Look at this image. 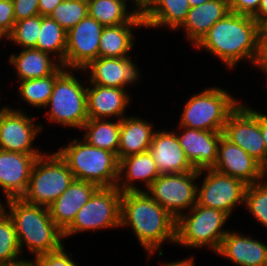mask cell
Wrapping results in <instances>:
<instances>
[{"mask_svg": "<svg viewBox=\"0 0 267 266\" xmlns=\"http://www.w3.org/2000/svg\"><path fill=\"white\" fill-rule=\"evenodd\" d=\"M205 179L197 187V204L226 213L229 217L238 204H243L247 184L243 181L217 172L212 168L201 169Z\"/></svg>", "mask_w": 267, "mask_h": 266, "instance_id": "cell-11", "label": "cell"}, {"mask_svg": "<svg viewBox=\"0 0 267 266\" xmlns=\"http://www.w3.org/2000/svg\"><path fill=\"white\" fill-rule=\"evenodd\" d=\"M151 123L137 116H125L121 119L120 143L117 159L149 151L154 131Z\"/></svg>", "mask_w": 267, "mask_h": 266, "instance_id": "cell-25", "label": "cell"}, {"mask_svg": "<svg viewBox=\"0 0 267 266\" xmlns=\"http://www.w3.org/2000/svg\"><path fill=\"white\" fill-rule=\"evenodd\" d=\"M260 3L261 0H229V9L236 14L253 16Z\"/></svg>", "mask_w": 267, "mask_h": 266, "instance_id": "cell-40", "label": "cell"}, {"mask_svg": "<svg viewBox=\"0 0 267 266\" xmlns=\"http://www.w3.org/2000/svg\"><path fill=\"white\" fill-rule=\"evenodd\" d=\"M66 70L61 65L52 75L43 78L26 79L19 81V93L22 100L34 107H46L52 94L56 79Z\"/></svg>", "mask_w": 267, "mask_h": 266, "instance_id": "cell-32", "label": "cell"}, {"mask_svg": "<svg viewBox=\"0 0 267 266\" xmlns=\"http://www.w3.org/2000/svg\"><path fill=\"white\" fill-rule=\"evenodd\" d=\"M121 120L110 122L106 119L89 118L82 127L84 139L89 145L113 152L116 156L120 143Z\"/></svg>", "mask_w": 267, "mask_h": 266, "instance_id": "cell-30", "label": "cell"}, {"mask_svg": "<svg viewBox=\"0 0 267 266\" xmlns=\"http://www.w3.org/2000/svg\"><path fill=\"white\" fill-rule=\"evenodd\" d=\"M16 230L12 219L0 207V264H11L21 261Z\"/></svg>", "mask_w": 267, "mask_h": 266, "instance_id": "cell-33", "label": "cell"}, {"mask_svg": "<svg viewBox=\"0 0 267 266\" xmlns=\"http://www.w3.org/2000/svg\"><path fill=\"white\" fill-rule=\"evenodd\" d=\"M67 32L60 24L49 16H41V28L36 49L55 55L59 63L64 66Z\"/></svg>", "mask_w": 267, "mask_h": 266, "instance_id": "cell-31", "label": "cell"}, {"mask_svg": "<svg viewBox=\"0 0 267 266\" xmlns=\"http://www.w3.org/2000/svg\"><path fill=\"white\" fill-rule=\"evenodd\" d=\"M63 0H39V14L41 16H49L53 9L56 8Z\"/></svg>", "mask_w": 267, "mask_h": 266, "instance_id": "cell-42", "label": "cell"}, {"mask_svg": "<svg viewBox=\"0 0 267 266\" xmlns=\"http://www.w3.org/2000/svg\"><path fill=\"white\" fill-rule=\"evenodd\" d=\"M15 22L12 0H0V33L5 38L12 31Z\"/></svg>", "mask_w": 267, "mask_h": 266, "instance_id": "cell-38", "label": "cell"}, {"mask_svg": "<svg viewBox=\"0 0 267 266\" xmlns=\"http://www.w3.org/2000/svg\"><path fill=\"white\" fill-rule=\"evenodd\" d=\"M159 175L156 163L149 151L129 155L119 161L116 187L122 193L143 191L134 182L142 181L145 184L144 187L148 189Z\"/></svg>", "mask_w": 267, "mask_h": 266, "instance_id": "cell-23", "label": "cell"}, {"mask_svg": "<svg viewBox=\"0 0 267 266\" xmlns=\"http://www.w3.org/2000/svg\"><path fill=\"white\" fill-rule=\"evenodd\" d=\"M9 61L15 67L19 81L52 75L62 65L36 48L22 49L19 54H12Z\"/></svg>", "mask_w": 267, "mask_h": 266, "instance_id": "cell-27", "label": "cell"}, {"mask_svg": "<svg viewBox=\"0 0 267 266\" xmlns=\"http://www.w3.org/2000/svg\"><path fill=\"white\" fill-rule=\"evenodd\" d=\"M177 220L146 191L122 193L120 227L130 226L150 256L162 243L176 242Z\"/></svg>", "mask_w": 267, "mask_h": 266, "instance_id": "cell-2", "label": "cell"}, {"mask_svg": "<svg viewBox=\"0 0 267 266\" xmlns=\"http://www.w3.org/2000/svg\"><path fill=\"white\" fill-rule=\"evenodd\" d=\"M257 24L259 47L263 53L267 49V17L260 19Z\"/></svg>", "mask_w": 267, "mask_h": 266, "instance_id": "cell-41", "label": "cell"}, {"mask_svg": "<svg viewBox=\"0 0 267 266\" xmlns=\"http://www.w3.org/2000/svg\"><path fill=\"white\" fill-rule=\"evenodd\" d=\"M57 153L66 162L74 178L93 183L99 188L116 187L119 161L108 150L73 139Z\"/></svg>", "mask_w": 267, "mask_h": 266, "instance_id": "cell-4", "label": "cell"}, {"mask_svg": "<svg viewBox=\"0 0 267 266\" xmlns=\"http://www.w3.org/2000/svg\"><path fill=\"white\" fill-rule=\"evenodd\" d=\"M223 135L266 169V149L260 131V113L241 103L228 117Z\"/></svg>", "mask_w": 267, "mask_h": 266, "instance_id": "cell-12", "label": "cell"}, {"mask_svg": "<svg viewBox=\"0 0 267 266\" xmlns=\"http://www.w3.org/2000/svg\"><path fill=\"white\" fill-rule=\"evenodd\" d=\"M43 154L35 161L28 187L21 197L28 203L49 207L75 180L57 152Z\"/></svg>", "mask_w": 267, "mask_h": 266, "instance_id": "cell-7", "label": "cell"}, {"mask_svg": "<svg viewBox=\"0 0 267 266\" xmlns=\"http://www.w3.org/2000/svg\"><path fill=\"white\" fill-rule=\"evenodd\" d=\"M229 216L219 210L206 208L197 203L176 223V242L183 247L208 246L219 251L224 236L229 230L222 229Z\"/></svg>", "mask_w": 267, "mask_h": 266, "instance_id": "cell-6", "label": "cell"}, {"mask_svg": "<svg viewBox=\"0 0 267 266\" xmlns=\"http://www.w3.org/2000/svg\"><path fill=\"white\" fill-rule=\"evenodd\" d=\"M149 152L160 175L187 173L195 170L187 160L174 131H154Z\"/></svg>", "mask_w": 267, "mask_h": 266, "instance_id": "cell-19", "label": "cell"}, {"mask_svg": "<svg viewBox=\"0 0 267 266\" xmlns=\"http://www.w3.org/2000/svg\"><path fill=\"white\" fill-rule=\"evenodd\" d=\"M191 7H195V6H198V5H202L210 0H188Z\"/></svg>", "mask_w": 267, "mask_h": 266, "instance_id": "cell-49", "label": "cell"}, {"mask_svg": "<svg viewBox=\"0 0 267 266\" xmlns=\"http://www.w3.org/2000/svg\"><path fill=\"white\" fill-rule=\"evenodd\" d=\"M240 104L226 90L209 87L188 100L182 112L180 127L223 132L228 117Z\"/></svg>", "mask_w": 267, "mask_h": 266, "instance_id": "cell-5", "label": "cell"}, {"mask_svg": "<svg viewBox=\"0 0 267 266\" xmlns=\"http://www.w3.org/2000/svg\"><path fill=\"white\" fill-rule=\"evenodd\" d=\"M144 23H124L104 26L99 44V57L127 58L134 39L132 28H142Z\"/></svg>", "mask_w": 267, "mask_h": 266, "instance_id": "cell-28", "label": "cell"}, {"mask_svg": "<svg viewBox=\"0 0 267 266\" xmlns=\"http://www.w3.org/2000/svg\"><path fill=\"white\" fill-rule=\"evenodd\" d=\"M161 266H194L193 258H187L184 260L174 261V262H167L166 264H162Z\"/></svg>", "mask_w": 267, "mask_h": 266, "instance_id": "cell-46", "label": "cell"}, {"mask_svg": "<svg viewBox=\"0 0 267 266\" xmlns=\"http://www.w3.org/2000/svg\"><path fill=\"white\" fill-rule=\"evenodd\" d=\"M130 101L126 89L91 84L87 87V115L91 119H107L126 115L125 109Z\"/></svg>", "mask_w": 267, "mask_h": 266, "instance_id": "cell-21", "label": "cell"}, {"mask_svg": "<svg viewBox=\"0 0 267 266\" xmlns=\"http://www.w3.org/2000/svg\"><path fill=\"white\" fill-rule=\"evenodd\" d=\"M260 131L263 136L266 149V169H267V115L260 113Z\"/></svg>", "mask_w": 267, "mask_h": 266, "instance_id": "cell-44", "label": "cell"}, {"mask_svg": "<svg viewBox=\"0 0 267 266\" xmlns=\"http://www.w3.org/2000/svg\"><path fill=\"white\" fill-rule=\"evenodd\" d=\"M88 15L103 26H115L124 23H144L143 16L133 10H127L122 0H87Z\"/></svg>", "mask_w": 267, "mask_h": 266, "instance_id": "cell-29", "label": "cell"}, {"mask_svg": "<svg viewBox=\"0 0 267 266\" xmlns=\"http://www.w3.org/2000/svg\"><path fill=\"white\" fill-rule=\"evenodd\" d=\"M122 192L117 187L99 188L77 212L64 238L82 231L120 227Z\"/></svg>", "mask_w": 267, "mask_h": 266, "instance_id": "cell-9", "label": "cell"}, {"mask_svg": "<svg viewBox=\"0 0 267 266\" xmlns=\"http://www.w3.org/2000/svg\"><path fill=\"white\" fill-rule=\"evenodd\" d=\"M230 12L229 0H210L202 5L191 7L183 28L195 46L209 29Z\"/></svg>", "mask_w": 267, "mask_h": 266, "instance_id": "cell-24", "label": "cell"}, {"mask_svg": "<svg viewBox=\"0 0 267 266\" xmlns=\"http://www.w3.org/2000/svg\"><path fill=\"white\" fill-rule=\"evenodd\" d=\"M43 154H24L0 149V188L6 199L26 192L33 165Z\"/></svg>", "mask_w": 267, "mask_h": 266, "instance_id": "cell-16", "label": "cell"}, {"mask_svg": "<svg viewBox=\"0 0 267 266\" xmlns=\"http://www.w3.org/2000/svg\"><path fill=\"white\" fill-rule=\"evenodd\" d=\"M90 72V84L125 89L139 80L136 64L128 58L98 57L83 71Z\"/></svg>", "mask_w": 267, "mask_h": 266, "instance_id": "cell-18", "label": "cell"}, {"mask_svg": "<svg viewBox=\"0 0 267 266\" xmlns=\"http://www.w3.org/2000/svg\"><path fill=\"white\" fill-rule=\"evenodd\" d=\"M98 189L93 183L75 179L48 207L52 220L64 232L74 221L77 212Z\"/></svg>", "mask_w": 267, "mask_h": 266, "instance_id": "cell-20", "label": "cell"}, {"mask_svg": "<svg viewBox=\"0 0 267 266\" xmlns=\"http://www.w3.org/2000/svg\"><path fill=\"white\" fill-rule=\"evenodd\" d=\"M87 15V0H63L53 9L49 17L57 21L60 26L68 32Z\"/></svg>", "mask_w": 267, "mask_h": 266, "instance_id": "cell-34", "label": "cell"}, {"mask_svg": "<svg viewBox=\"0 0 267 266\" xmlns=\"http://www.w3.org/2000/svg\"><path fill=\"white\" fill-rule=\"evenodd\" d=\"M72 253L67 254L64 245L52 252L43 253L31 260V266H78L71 258Z\"/></svg>", "mask_w": 267, "mask_h": 266, "instance_id": "cell-37", "label": "cell"}, {"mask_svg": "<svg viewBox=\"0 0 267 266\" xmlns=\"http://www.w3.org/2000/svg\"><path fill=\"white\" fill-rule=\"evenodd\" d=\"M201 170L187 173L159 175L146 190V193L159 203L176 220L197 203L196 178ZM183 209V210H182Z\"/></svg>", "mask_w": 267, "mask_h": 266, "instance_id": "cell-10", "label": "cell"}, {"mask_svg": "<svg viewBox=\"0 0 267 266\" xmlns=\"http://www.w3.org/2000/svg\"><path fill=\"white\" fill-rule=\"evenodd\" d=\"M125 4H126V0H122ZM133 2H135V9H133V11L140 16H143L151 3V0H133Z\"/></svg>", "mask_w": 267, "mask_h": 266, "instance_id": "cell-43", "label": "cell"}, {"mask_svg": "<svg viewBox=\"0 0 267 266\" xmlns=\"http://www.w3.org/2000/svg\"><path fill=\"white\" fill-rule=\"evenodd\" d=\"M190 8L188 0H151L147 12L143 15L144 27L169 26L171 30L180 29Z\"/></svg>", "mask_w": 267, "mask_h": 266, "instance_id": "cell-26", "label": "cell"}, {"mask_svg": "<svg viewBox=\"0 0 267 266\" xmlns=\"http://www.w3.org/2000/svg\"><path fill=\"white\" fill-rule=\"evenodd\" d=\"M177 135L185 156L196 170L212 168L217 160L218 145L223 132L180 127Z\"/></svg>", "mask_w": 267, "mask_h": 266, "instance_id": "cell-17", "label": "cell"}, {"mask_svg": "<svg viewBox=\"0 0 267 266\" xmlns=\"http://www.w3.org/2000/svg\"><path fill=\"white\" fill-rule=\"evenodd\" d=\"M195 48L209 51L229 68L243 59L258 66L262 52L257 21L252 16L230 11L209 29Z\"/></svg>", "mask_w": 267, "mask_h": 266, "instance_id": "cell-1", "label": "cell"}, {"mask_svg": "<svg viewBox=\"0 0 267 266\" xmlns=\"http://www.w3.org/2000/svg\"><path fill=\"white\" fill-rule=\"evenodd\" d=\"M38 1L39 0H12L15 21L40 15Z\"/></svg>", "mask_w": 267, "mask_h": 266, "instance_id": "cell-39", "label": "cell"}, {"mask_svg": "<svg viewBox=\"0 0 267 266\" xmlns=\"http://www.w3.org/2000/svg\"><path fill=\"white\" fill-rule=\"evenodd\" d=\"M258 67L267 74V49L262 53Z\"/></svg>", "mask_w": 267, "mask_h": 266, "instance_id": "cell-47", "label": "cell"}, {"mask_svg": "<svg viewBox=\"0 0 267 266\" xmlns=\"http://www.w3.org/2000/svg\"><path fill=\"white\" fill-rule=\"evenodd\" d=\"M217 254L239 266H267V245L235 231L224 236Z\"/></svg>", "mask_w": 267, "mask_h": 266, "instance_id": "cell-22", "label": "cell"}, {"mask_svg": "<svg viewBox=\"0 0 267 266\" xmlns=\"http://www.w3.org/2000/svg\"><path fill=\"white\" fill-rule=\"evenodd\" d=\"M212 169L247 185L263 181L266 175V169L258 161L224 135L219 141L217 160Z\"/></svg>", "mask_w": 267, "mask_h": 266, "instance_id": "cell-15", "label": "cell"}, {"mask_svg": "<svg viewBox=\"0 0 267 266\" xmlns=\"http://www.w3.org/2000/svg\"><path fill=\"white\" fill-rule=\"evenodd\" d=\"M0 38L2 39V38H5V37L0 33Z\"/></svg>", "mask_w": 267, "mask_h": 266, "instance_id": "cell-50", "label": "cell"}, {"mask_svg": "<svg viewBox=\"0 0 267 266\" xmlns=\"http://www.w3.org/2000/svg\"><path fill=\"white\" fill-rule=\"evenodd\" d=\"M104 26L87 15L67 32L64 67L83 70L99 57L100 36Z\"/></svg>", "mask_w": 267, "mask_h": 266, "instance_id": "cell-13", "label": "cell"}, {"mask_svg": "<svg viewBox=\"0 0 267 266\" xmlns=\"http://www.w3.org/2000/svg\"><path fill=\"white\" fill-rule=\"evenodd\" d=\"M0 266H31V260L21 259V261H17L11 264H0Z\"/></svg>", "mask_w": 267, "mask_h": 266, "instance_id": "cell-48", "label": "cell"}, {"mask_svg": "<svg viewBox=\"0 0 267 266\" xmlns=\"http://www.w3.org/2000/svg\"><path fill=\"white\" fill-rule=\"evenodd\" d=\"M257 22L267 17V0H261L258 11L252 16Z\"/></svg>", "mask_w": 267, "mask_h": 266, "instance_id": "cell-45", "label": "cell"}, {"mask_svg": "<svg viewBox=\"0 0 267 266\" xmlns=\"http://www.w3.org/2000/svg\"><path fill=\"white\" fill-rule=\"evenodd\" d=\"M6 200L9 212L3 203H0V207L13 221L20 250L26 246L36 257L56 251L64 245L61 242L63 231L52 220L47 207L28 203L22 198Z\"/></svg>", "mask_w": 267, "mask_h": 266, "instance_id": "cell-3", "label": "cell"}, {"mask_svg": "<svg viewBox=\"0 0 267 266\" xmlns=\"http://www.w3.org/2000/svg\"><path fill=\"white\" fill-rule=\"evenodd\" d=\"M41 28V15H36L15 22L12 31L5 39L26 48H36Z\"/></svg>", "mask_w": 267, "mask_h": 266, "instance_id": "cell-35", "label": "cell"}, {"mask_svg": "<svg viewBox=\"0 0 267 266\" xmlns=\"http://www.w3.org/2000/svg\"><path fill=\"white\" fill-rule=\"evenodd\" d=\"M22 112L9 106H5L0 112V149L24 154H44L32 147L36 135L43 129L42 125H37L33 122L34 118Z\"/></svg>", "mask_w": 267, "mask_h": 266, "instance_id": "cell-14", "label": "cell"}, {"mask_svg": "<svg viewBox=\"0 0 267 266\" xmlns=\"http://www.w3.org/2000/svg\"><path fill=\"white\" fill-rule=\"evenodd\" d=\"M87 87H84L72 71L65 70L57 79L46 107L47 118L55 124L82 129L89 119L87 115Z\"/></svg>", "mask_w": 267, "mask_h": 266, "instance_id": "cell-8", "label": "cell"}, {"mask_svg": "<svg viewBox=\"0 0 267 266\" xmlns=\"http://www.w3.org/2000/svg\"><path fill=\"white\" fill-rule=\"evenodd\" d=\"M244 203L252 216L267 228V181L247 185Z\"/></svg>", "mask_w": 267, "mask_h": 266, "instance_id": "cell-36", "label": "cell"}]
</instances>
